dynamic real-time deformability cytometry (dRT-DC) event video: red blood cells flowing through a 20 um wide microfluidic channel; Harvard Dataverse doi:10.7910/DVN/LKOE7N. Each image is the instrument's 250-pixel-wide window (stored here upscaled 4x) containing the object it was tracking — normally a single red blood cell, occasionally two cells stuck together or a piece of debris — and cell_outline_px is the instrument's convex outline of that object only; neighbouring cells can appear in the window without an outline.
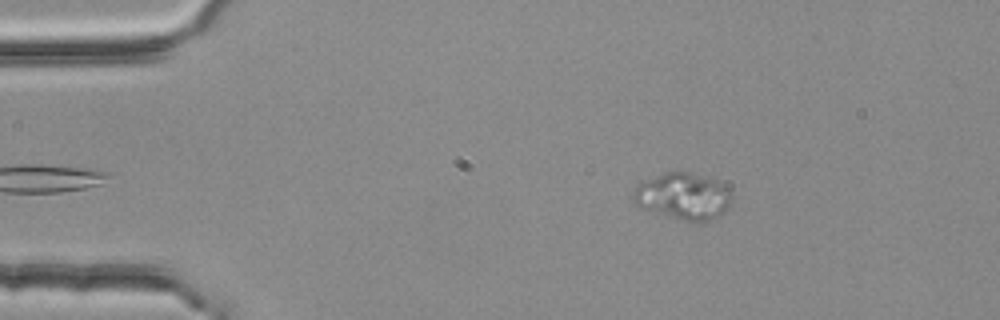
{"species": "common noctule bat (a hibernating species)", "species_latin": "Nyctalus noctula", "temperature_condition": "room temperature", "stored_images_in_passage": 48, "camera_frame_rate_fps": 3000, "um_per_image_px": 0.085, "animal": {"sex": "female", "body_mass_g": 25.1}, "frame": {"image": 1, "passage_image": 3, "time_ms": 0.667, "image_size_px": [1000, 320], "cell_outline_px": [[732, 200], [728, 208], [720, 216], [708, 220], [680, 220], [644, 208], [636, 204], [632, 200], [632, 192], [640, 184], [664, 172], [688, 172], [724, 184], [732, 192]], "centroid_in_image_um": [58.1, 16.69], "position_along_channel_um": 26.9, "area_um2": 26.24}}
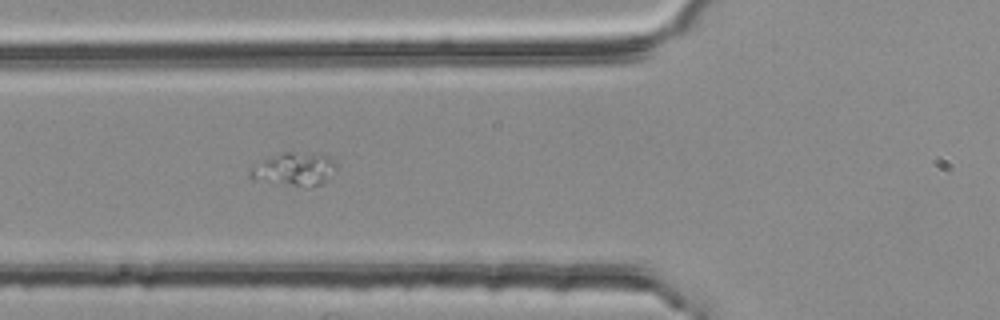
{"frame": {"image": 2, "passage_image": 14, "time_ms": 4.333, "image_size_px": [1000, 320], "cell_outline_px": [[336, 168], [328, 180], [324, 184], [312, 188], [304, 188], [252, 180], [248, 176], [252, 168], [264, 160], [284, 152], [296, 152], [328, 156], [336, 164]], "centroid_in_image_um": [25.05, 14.44], "position_along_channel_um": 100.8, "area_um2": 16.82}}